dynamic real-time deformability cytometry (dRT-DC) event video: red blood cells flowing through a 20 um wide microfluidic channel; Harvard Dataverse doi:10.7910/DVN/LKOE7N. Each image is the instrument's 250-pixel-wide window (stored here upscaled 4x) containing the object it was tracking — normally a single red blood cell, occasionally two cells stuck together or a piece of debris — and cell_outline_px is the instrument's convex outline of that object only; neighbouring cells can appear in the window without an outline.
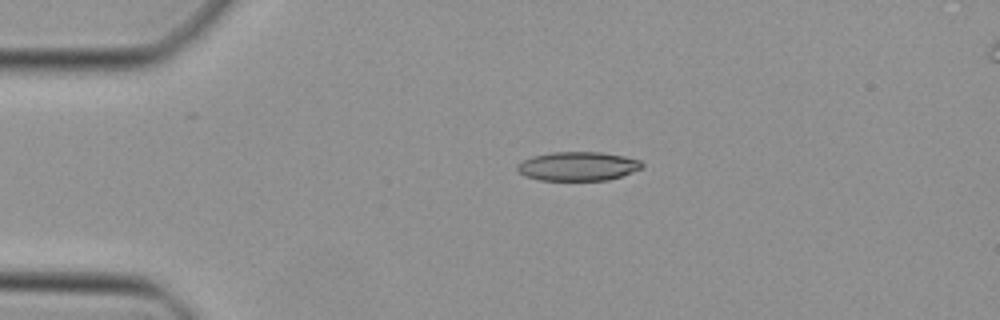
{"species": "Egyptian fruit bat (a non-hibernating species)", "species_latin": "Rousettus aegyptiacus", "temperature_condition": "cold", "stored_images_in_passage": 38, "camera_frame_rate_fps": 3000, "um_per_image_px": 0.085, "animal": {"sex": "female"}, "frame": {"image": 1, "passage_image": 1, "time_ms": 0.0, "image_size_px": [1000, 320], "cell_outline_px": [[644, 168], [608, 180], [540, 180], [524, 176], [516, 168], [516, 164], [532, 156], [552, 152], [600, 152], [624, 156], [640, 160], [644, 164]], "centroid_in_image_um": [49.12, 14.13], "position_along_channel_um": 35.9, "area_um2": 21.1}}
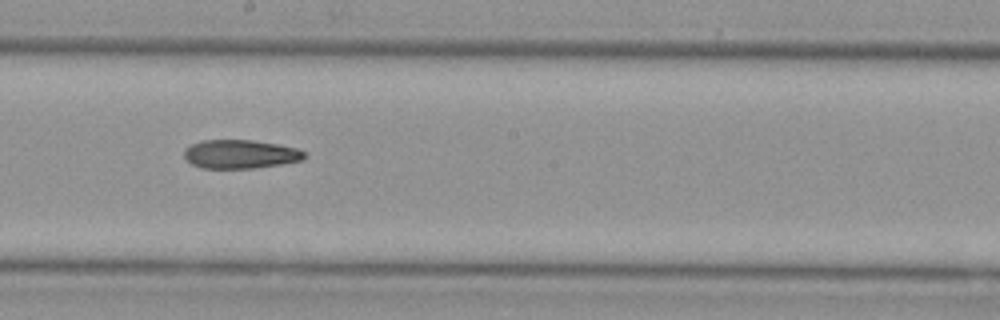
{"frame": {"image": 2, "passage_image": 17, "time_ms": 5.333, "image_size_px": [1000, 320], "cell_outline_px": [[308, 156], [300, 160], [280, 164], [252, 168], [200, 168], [192, 164], [184, 156], [184, 148], [192, 144], [204, 140], [252, 140], [276, 144], [296, 148], [304, 152]], "centroid_in_image_um": [20.4, 13.1], "position_along_channel_um": 227.8, "area_um2": 19.94}}
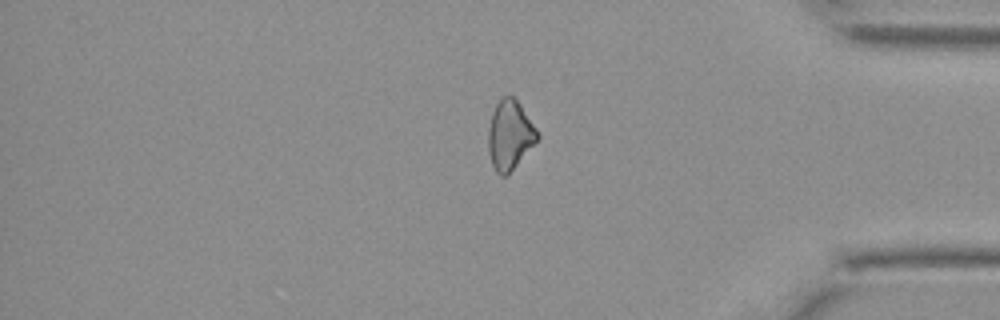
{"frame": {"image": 3, "passage_image": 30, "time_ms": 9.667, "image_size_px": [1000, 320], "cell_outline_px": [[540, 136], [508, 176], [500, 176], [496, 172], [492, 164], [488, 152], [488, 128], [492, 112], [496, 104], [504, 96], [512, 96], [520, 104], [536, 128]], "centroid_in_image_um": [43.32, 11.51], "position_along_channel_um": 391.9, "area_um2": 19.77}}